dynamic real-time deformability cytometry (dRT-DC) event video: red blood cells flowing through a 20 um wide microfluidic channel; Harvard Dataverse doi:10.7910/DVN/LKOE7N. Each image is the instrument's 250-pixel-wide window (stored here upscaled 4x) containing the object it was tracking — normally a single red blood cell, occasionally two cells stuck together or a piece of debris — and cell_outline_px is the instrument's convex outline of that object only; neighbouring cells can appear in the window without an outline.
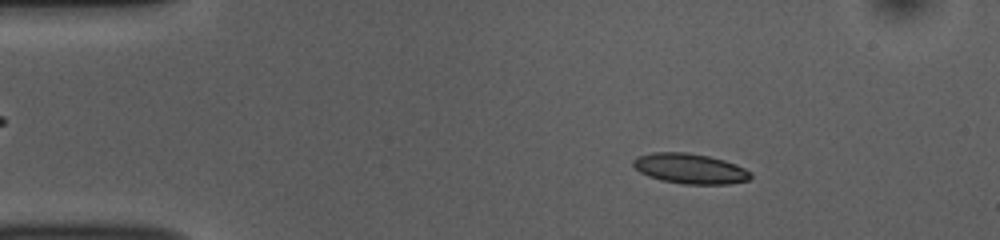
{"species": "common noctule bat (a hibernating species)", "species_latin": "Nyctalus noctula", "temperature_condition": "room temperature", "stored_images_in_passage": 52, "camera_frame_rate_fps": 3000, "um_per_image_px": 0.085, "animal": {"sex": "female", "body_mass_g": 10.0, "forearm_length_mm": 53.1}, "frame": {"image": 1, "passage_image": 8, "time_ms": 2.333, "image_size_px": [1000, 240], "cell_outline_px": [[752, 176], [748, 180], [728, 184], [684, 184], [660, 180], [648, 176], [640, 172], [632, 164], [632, 160], [636, 156], [652, 152], [688, 152], [708, 156], [724, 160], [736, 164], [752, 172]], "centroid_in_image_um": [58.64, 14.32], "position_along_channel_um": 26.4, "area_um2": 20.81}}
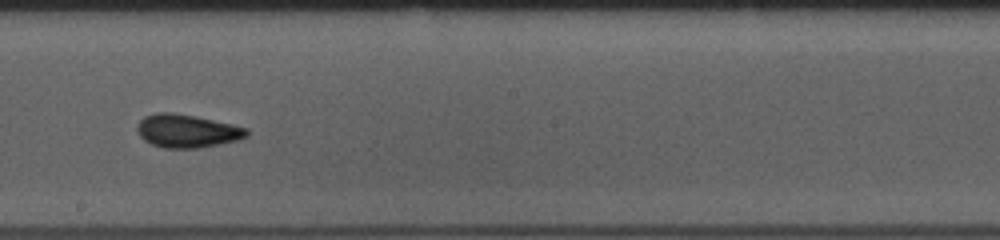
{"frame": {"image": 2, "passage_image": 29, "time_ms": 9.333, "image_size_px": [1000, 240], "cell_outline_px": [[248, 136], [236, 140], [220, 144], [196, 148], [164, 148], [152, 144], [144, 140], [140, 136], [136, 128], [140, 120], [144, 116], [156, 112], [172, 112], [196, 116], [232, 124], [248, 128]], "centroid_in_image_um": [15.88, 11.12], "position_along_channel_um": 232.3, "area_um2": 21.21}}
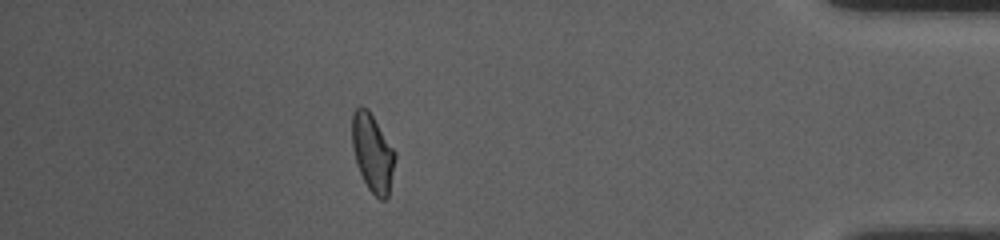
{"frame": {"image": 3, "passage_image": 46, "time_ms": 15.0, "image_size_px": [1000, 240], "cell_outline_px": [[396, 156], [388, 196], [384, 200], [380, 200], [368, 188], [356, 164], [352, 148], [352, 112], [360, 104], [368, 108], [396, 152]], "centroid_in_image_um": [31.66, 12.95], "position_along_channel_um": 403.5, "area_um2": 19.59}, "authors_computed_cell_mechanics": {"area_um2": 20.1144, "velocity_mm_per_s": 3.8055, "shape_relaxation_time_tau1_ms": 7.1248, "shape_relaxation_time_tau2_ms": 2.4193, "deformation_change_tau1": 0.1708, "deformation_change_tau2": 0.0735}}